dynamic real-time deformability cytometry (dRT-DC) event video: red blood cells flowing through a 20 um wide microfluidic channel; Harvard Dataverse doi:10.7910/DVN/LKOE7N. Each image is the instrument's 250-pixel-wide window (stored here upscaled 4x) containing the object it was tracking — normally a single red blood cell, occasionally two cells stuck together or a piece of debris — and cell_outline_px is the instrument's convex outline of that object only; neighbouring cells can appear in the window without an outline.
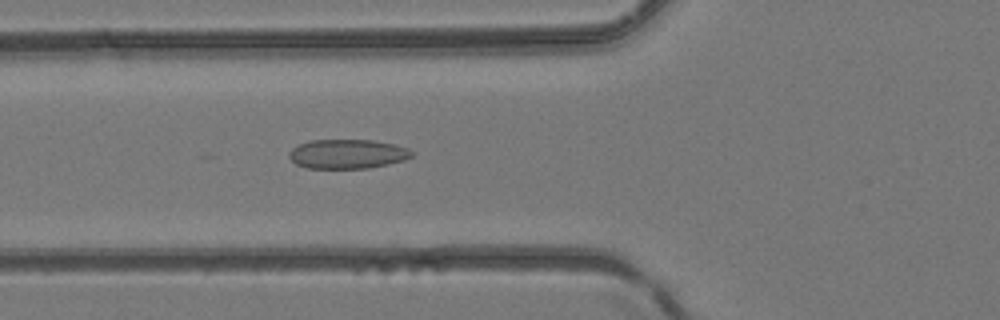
{"species": "common noctule bat (a hibernating species)", "species_latin": "Nyctalus noctula", "temperature_condition": "room temperature", "stored_images_in_passage": 47, "camera_frame_rate_fps": 3000, "um_per_image_px": 0.085, "animal": {"sex": "female", "body_mass_g": 24.6, "forearm_length_mm": 56.2}, "frame": {"image": 1, "passage_image": 18, "time_ms": 5.667, "image_size_px": [1000, 320], "cell_outline_px": [[412, 156], [404, 160], [388, 164], [368, 168], [308, 168], [296, 164], [288, 156], [288, 152], [292, 148], [308, 140], [372, 140], [396, 144], [408, 148], [412, 152]], "centroid_in_image_um": [29.52, 13.08], "position_along_channel_um": 96.3, "area_um2": 20.98}}
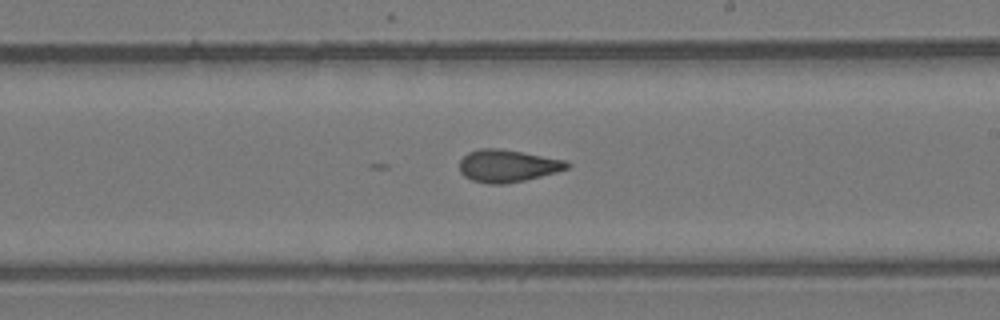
{"frame": {"image": 2, "passage_image": 28, "time_ms": 9.0, "image_size_px": [1000, 320], "cell_outline_px": [[572, 164], [568, 168], [556, 172], [524, 180], [504, 184], [488, 184], [472, 180], [464, 176], [460, 172], [460, 160], [468, 152], [480, 148], [500, 148], [564, 160]], "centroid_in_image_um": [43.11, 14.09], "position_along_channel_um": 245.9, "area_um2": 20.17}}
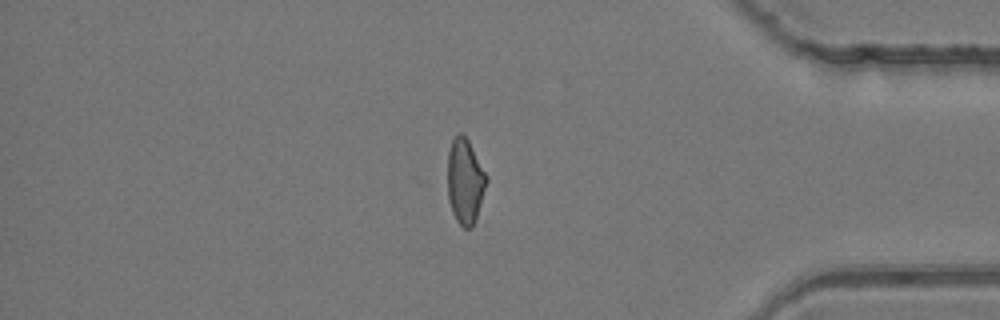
{"frame": {"image": 3, "passage_image": 40, "time_ms": 13.0, "image_size_px": [1000, 320], "cell_outline_px": [[488, 180], [476, 220], [472, 228], [464, 228], [456, 220], [452, 212], [448, 200], [448, 152], [452, 140], [456, 132], [460, 132], [468, 140], [488, 176]], "centroid_in_image_um": [39.54, 15.41], "position_along_channel_um": 395.7, "area_um2": 19.48}}